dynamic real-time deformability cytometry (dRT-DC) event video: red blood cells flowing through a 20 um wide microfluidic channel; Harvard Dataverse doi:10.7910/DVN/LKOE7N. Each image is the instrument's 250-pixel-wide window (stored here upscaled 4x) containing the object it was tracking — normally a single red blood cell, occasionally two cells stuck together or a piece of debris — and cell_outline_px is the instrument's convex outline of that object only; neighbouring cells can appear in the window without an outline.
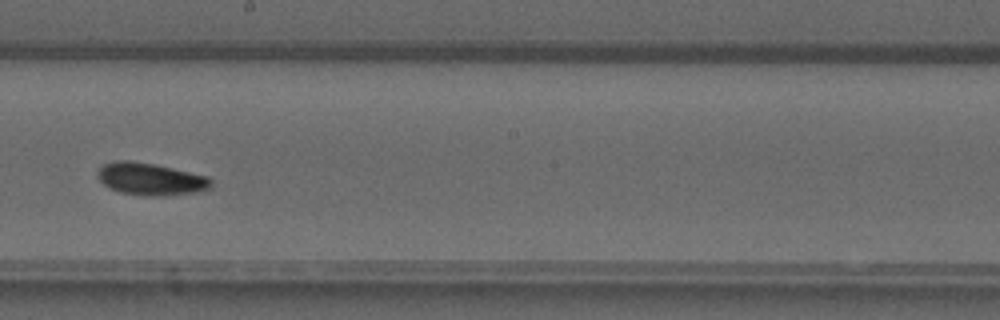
{"species": "common noctule bat (a hibernating species)", "species_latin": "Nyctalus noctula", "temperature_condition": "warm", "stored_images_in_passage": 48, "camera_frame_rate_fps": 3000, "um_per_image_px": 0.085, "animal": {"sex": "male", "forearm_length_mm": 52.5}, "frame": {"image": 1, "passage_image": 29, "time_ms": 9.333, "image_size_px": [1000, 320], "cell_outline_px": [[212, 188], [196, 192], [164, 196], [148, 196], [120, 192], [108, 188], [96, 176], [96, 172], [104, 164], [116, 160], [132, 160], [172, 168], [208, 176], [212, 180]], "centroid_in_image_um": [12.8, 15.22], "position_along_channel_um": 235.4, "area_um2": 21.44}}
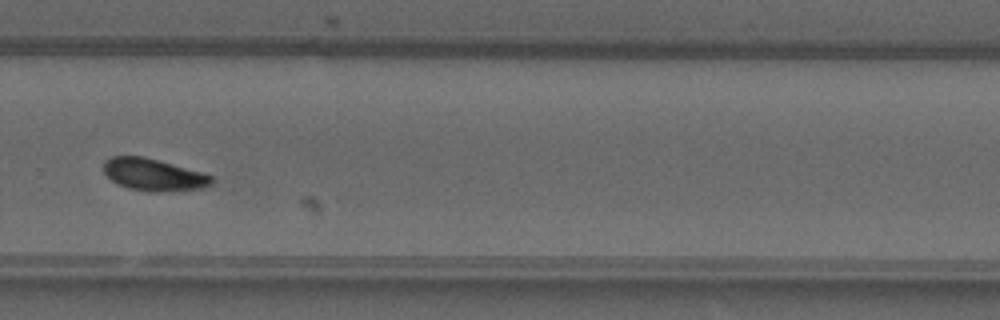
{"frame": {"image": 2, "passage_image": 35, "time_ms": 11.333, "image_size_px": [1000, 320], "cell_outline_px": [[212, 184], [204, 188], [160, 192], [152, 192], [128, 188], [116, 184], [104, 172], [104, 160], [112, 156], [140, 156], [204, 172], [212, 176]], "centroid_in_image_um": [13.06, 14.86], "position_along_channel_um": 316.7, "area_um2": 20.17}, "authors_computed_cell_mechanics": {"area_um2": 20.1433, "velocity_mm_per_s": 4.0649, "shape_relaxation_time_tau1_ms": 3.9591, "shape_relaxation_time_tau2_ms": null, "deformation_change_tau1": 0.1173, "deformation_change_tau2": null}}